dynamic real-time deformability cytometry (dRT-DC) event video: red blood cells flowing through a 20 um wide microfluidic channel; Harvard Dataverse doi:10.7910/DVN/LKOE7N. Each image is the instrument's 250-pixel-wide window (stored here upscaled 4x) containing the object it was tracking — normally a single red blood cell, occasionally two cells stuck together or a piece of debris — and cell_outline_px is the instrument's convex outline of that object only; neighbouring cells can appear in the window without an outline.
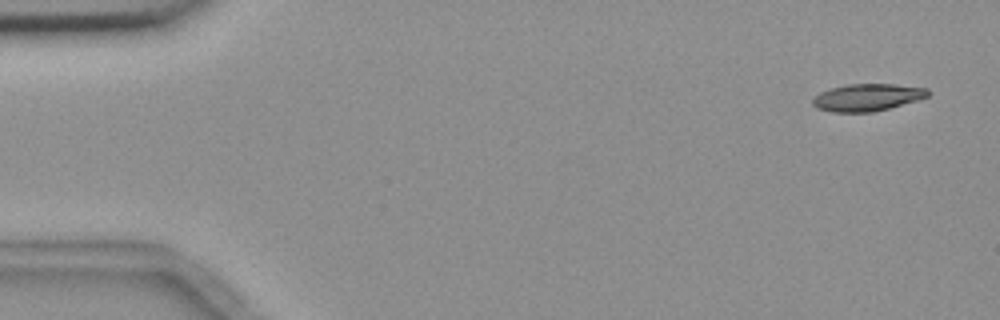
{"species": "common noctule bat (a hibernating species)", "species_latin": "Nyctalus noctula", "temperature_condition": "room temperature", "stored_images_in_passage": 10, "camera_frame_rate_fps": 3000, "um_per_image_px": 0.085, "animal": {"sex": "female", "body_mass_g": 18.4}, "frame": {"image": 1, "passage_image": 1, "time_ms": 0.0, "image_size_px": [1000, 320], "cell_outline_px": [[928, 96], [920, 100], [872, 112], [832, 112], [816, 108], [812, 104], [812, 100], [820, 92], [828, 88], [848, 84], [896, 84], [928, 88]], "centroid_in_image_um": [73.71, 8.27], "position_along_channel_um": 11.3, "area_um2": 18.38}}
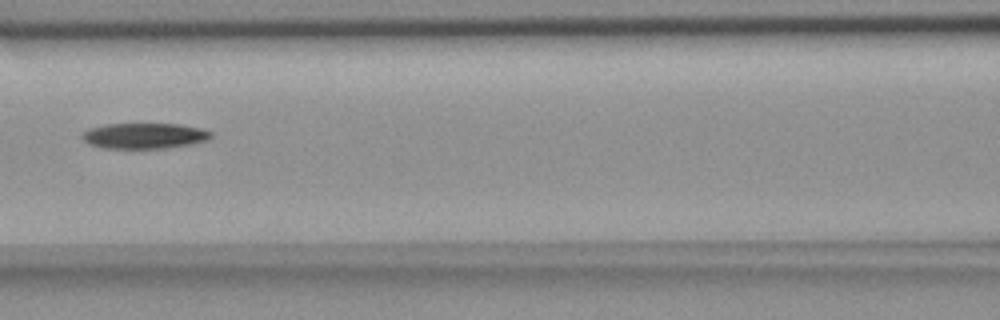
{"frame": {"image": 2, "passage_image": 7, "time_ms": 7.333, "image_size_px": [1000, 320], "cell_outline_px": [[212, 136], [208, 140], [188, 144], [164, 148], [100, 148], [88, 144], [80, 136], [88, 128], [108, 124], [180, 124], [200, 128], [212, 132]], "centroid_in_image_um": [12.24, 11.54], "position_along_channel_um": 154.4, "area_um2": 19.19}}
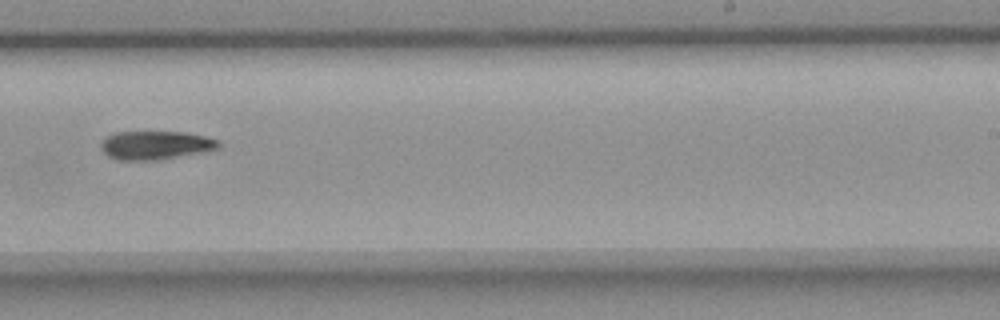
{"frame": {"image": 3, "passage_image": 10, "time_ms": 10.667, "image_size_px": [1000, 320], "cell_outline_px": [[220, 148], [200, 152], [156, 160], [116, 160], [108, 156], [100, 148], [100, 144], [108, 136], [116, 132], [184, 132], [204, 136], [220, 140]], "centroid_in_image_um": [13.21, 12.34], "position_along_channel_um": 275.8, "area_um2": 19.42}}